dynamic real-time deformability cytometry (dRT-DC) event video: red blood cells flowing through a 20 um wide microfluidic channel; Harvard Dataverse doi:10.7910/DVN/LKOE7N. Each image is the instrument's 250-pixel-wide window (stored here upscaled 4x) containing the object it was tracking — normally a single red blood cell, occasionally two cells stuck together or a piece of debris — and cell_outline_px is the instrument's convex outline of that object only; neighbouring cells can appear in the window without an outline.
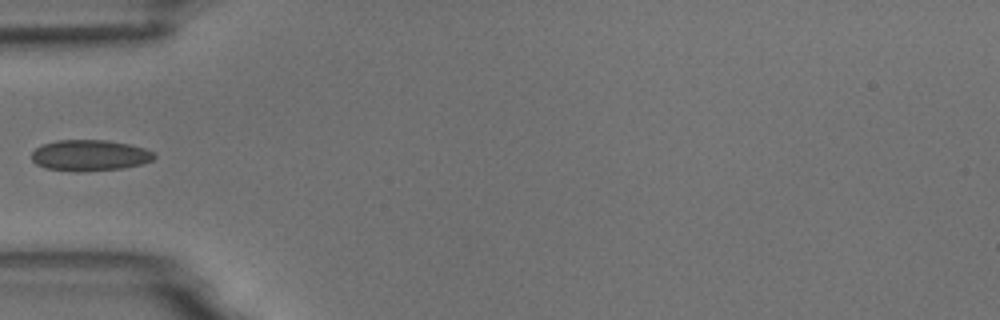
{"species": "common noctule bat (a hibernating species)", "species_latin": "Nyctalus noctula", "temperature_condition": "room temperature", "stored_images_in_passage": 2, "camera_frame_rate_fps": 3000, "um_per_image_px": 0.085, "animal": {"sex": "male", "body_mass_g": 18.8}, "frame": {"image": 1, "passage_image": 2, "time_ms": 1.0, "image_size_px": [1000, 320], "cell_outline_px": [[156, 156], [152, 160], [140, 164], [120, 168], [44, 168], [36, 164], [32, 160], [32, 152], [40, 144], [56, 140], [108, 140], [128, 144], [144, 148], [152, 152]], "centroid_in_image_um": [7.61, 13.14], "position_along_channel_um": 77.4, "area_um2": 21.04}}